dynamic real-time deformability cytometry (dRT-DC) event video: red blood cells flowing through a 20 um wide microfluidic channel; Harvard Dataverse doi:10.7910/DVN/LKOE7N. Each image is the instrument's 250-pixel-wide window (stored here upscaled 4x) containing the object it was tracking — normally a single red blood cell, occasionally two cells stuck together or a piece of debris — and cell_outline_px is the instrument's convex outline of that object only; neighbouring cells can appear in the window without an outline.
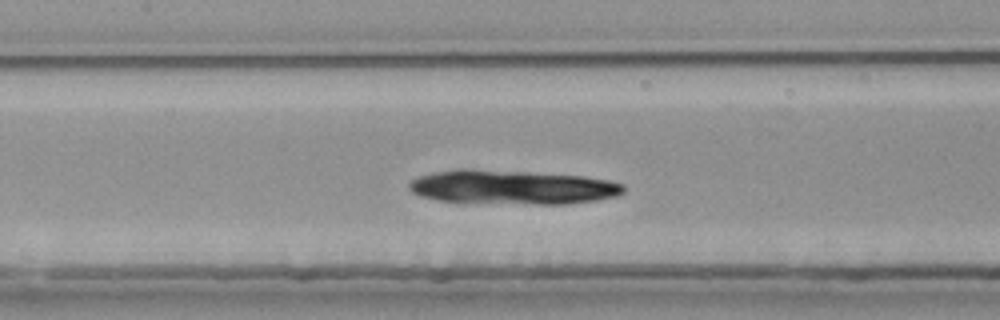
{"species": "common noctule bat (a hibernating species)", "species_latin": "Nyctalus noctula", "temperature_condition": "room temperature", "stored_images_in_passage": 28, "camera_frame_rate_fps": 3000, "um_per_image_px": 0.085, "animal": {"sex": "female", "body_mass_g": 25.1}, "frame": {"image": 1, "passage_image": 9, "time_ms": 2.667, "image_size_px": [1000, 320], "cell_outline_px": [[616, 188], [612, 192], [592, 196], [564, 200], [544, 200], [448, 196], [428, 192], [416, 188], [416, 184], [428, 180], [444, 176], [528, 176], [588, 180], [612, 184]], "centroid_in_image_um": [43.78, 15.93], "position_along_channel_um": 163.6, "area_um2": 27.05}}